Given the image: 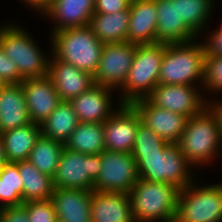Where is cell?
I'll use <instances>...</instances> for the list:
<instances>
[{"label":"cell","instance_id":"obj_28","mask_svg":"<svg viewBox=\"0 0 222 222\" xmlns=\"http://www.w3.org/2000/svg\"><path fill=\"white\" fill-rule=\"evenodd\" d=\"M64 147L84 154H100L105 150L103 123L79 122Z\"/></svg>","mask_w":222,"mask_h":222},{"label":"cell","instance_id":"obj_34","mask_svg":"<svg viewBox=\"0 0 222 222\" xmlns=\"http://www.w3.org/2000/svg\"><path fill=\"white\" fill-rule=\"evenodd\" d=\"M23 205L27 208L29 222H56L58 220L50 199L27 201Z\"/></svg>","mask_w":222,"mask_h":222},{"label":"cell","instance_id":"obj_13","mask_svg":"<svg viewBox=\"0 0 222 222\" xmlns=\"http://www.w3.org/2000/svg\"><path fill=\"white\" fill-rule=\"evenodd\" d=\"M118 108L103 122L105 150L131 153L135 144L137 127L142 119L132 104L120 103Z\"/></svg>","mask_w":222,"mask_h":222},{"label":"cell","instance_id":"obj_35","mask_svg":"<svg viewBox=\"0 0 222 222\" xmlns=\"http://www.w3.org/2000/svg\"><path fill=\"white\" fill-rule=\"evenodd\" d=\"M0 79L5 84H18L24 79L20 76L15 61L11 60L0 46Z\"/></svg>","mask_w":222,"mask_h":222},{"label":"cell","instance_id":"obj_15","mask_svg":"<svg viewBox=\"0 0 222 222\" xmlns=\"http://www.w3.org/2000/svg\"><path fill=\"white\" fill-rule=\"evenodd\" d=\"M31 122L42 124L62 102L51 78H26L21 82Z\"/></svg>","mask_w":222,"mask_h":222},{"label":"cell","instance_id":"obj_29","mask_svg":"<svg viewBox=\"0 0 222 222\" xmlns=\"http://www.w3.org/2000/svg\"><path fill=\"white\" fill-rule=\"evenodd\" d=\"M64 144L40 135L29 154L28 160L42 173L53 178Z\"/></svg>","mask_w":222,"mask_h":222},{"label":"cell","instance_id":"obj_19","mask_svg":"<svg viewBox=\"0 0 222 222\" xmlns=\"http://www.w3.org/2000/svg\"><path fill=\"white\" fill-rule=\"evenodd\" d=\"M95 0H53L42 12L55 20L53 32L88 26L94 14Z\"/></svg>","mask_w":222,"mask_h":222},{"label":"cell","instance_id":"obj_41","mask_svg":"<svg viewBox=\"0 0 222 222\" xmlns=\"http://www.w3.org/2000/svg\"><path fill=\"white\" fill-rule=\"evenodd\" d=\"M212 101L213 102L211 104L218 110L220 120H221V149H222V101H220V102L218 101L216 103H214V100H212Z\"/></svg>","mask_w":222,"mask_h":222},{"label":"cell","instance_id":"obj_3","mask_svg":"<svg viewBox=\"0 0 222 222\" xmlns=\"http://www.w3.org/2000/svg\"><path fill=\"white\" fill-rule=\"evenodd\" d=\"M205 57L204 43H195V39L166 43L158 84L193 85L195 80H200L202 88Z\"/></svg>","mask_w":222,"mask_h":222},{"label":"cell","instance_id":"obj_23","mask_svg":"<svg viewBox=\"0 0 222 222\" xmlns=\"http://www.w3.org/2000/svg\"><path fill=\"white\" fill-rule=\"evenodd\" d=\"M31 123L21 83L0 90V133Z\"/></svg>","mask_w":222,"mask_h":222},{"label":"cell","instance_id":"obj_36","mask_svg":"<svg viewBox=\"0 0 222 222\" xmlns=\"http://www.w3.org/2000/svg\"><path fill=\"white\" fill-rule=\"evenodd\" d=\"M132 0H95L94 13L111 14L130 8Z\"/></svg>","mask_w":222,"mask_h":222},{"label":"cell","instance_id":"obj_6","mask_svg":"<svg viewBox=\"0 0 222 222\" xmlns=\"http://www.w3.org/2000/svg\"><path fill=\"white\" fill-rule=\"evenodd\" d=\"M166 43L137 44L133 64L122 86L123 95L119 103L132 104L146 98L158 85L161 62Z\"/></svg>","mask_w":222,"mask_h":222},{"label":"cell","instance_id":"obj_38","mask_svg":"<svg viewBox=\"0 0 222 222\" xmlns=\"http://www.w3.org/2000/svg\"><path fill=\"white\" fill-rule=\"evenodd\" d=\"M206 55L222 56V28L214 30L204 43Z\"/></svg>","mask_w":222,"mask_h":222},{"label":"cell","instance_id":"obj_12","mask_svg":"<svg viewBox=\"0 0 222 222\" xmlns=\"http://www.w3.org/2000/svg\"><path fill=\"white\" fill-rule=\"evenodd\" d=\"M201 95L194 85L158 84L146 98L157 107L189 118L212 103Z\"/></svg>","mask_w":222,"mask_h":222},{"label":"cell","instance_id":"obj_1","mask_svg":"<svg viewBox=\"0 0 222 222\" xmlns=\"http://www.w3.org/2000/svg\"><path fill=\"white\" fill-rule=\"evenodd\" d=\"M177 144L192 166L212 162L211 159L219 155L217 150L221 148V120L218 110L209 104L202 112L189 117Z\"/></svg>","mask_w":222,"mask_h":222},{"label":"cell","instance_id":"obj_22","mask_svg":"<svg viewBox=\"0 0 222 222\" xmlns=\"http://www.w3.org/2000/svg\"><path fill=\"white\" fill-rule=\"evenodd\" d=\"M156 0H132L127 41L136 44L156 43Z\"/></svg>","mask_w":222,"mask_h":222},{"label":"cell","instance_id":"obj_40","mask_svg":"<svg viewBox=\"0 0 222 222\" xmlns=\"http://www.w3.org/2000/svg\"><path fill=\"white\" fill-rule=\"evenodd\" d=\"M7 163L5 152H4V144L3 140L0 136V170L3 168V166Z\"/></svg>","mask_w":222,"mask_h":222},{"label":"cell","instance_id":"obj_16","mask_svg":"<svg viewBox=\"0 0 222 222\" xmlns=\"http://www.w3.org/2000/svg\"><path fill=\"white\" fill-rule=\"evenodd\" d=\"M51 57L52 60L49 59L48 76L51 78L61 101L70 102L95 85L91 73L77 69L73 65L57 59L53 54Z\"/></svg>","mask_w":222,"mask_h":222},{"label":"cell","instance_id":"obj_39","mask_svg":"<svg viewBox=\"0 0 222 222\" xmlns=\"http://www.w3.org/2000/svg\"><path fill=\"white\" fill-rule=\"evenodd\" d=\"M24 3L28 4V6L35 7L41 13L51 4L53 0H22Z\"/></svg>","mask_w":222,"mask_h":222},{"label":"cell","instance_id":"obj_11","mask_svg":"<svg viewBox=\"0 0 222 222\" xmlns=\"http://www.w3.org/2000/svg\"><path fill=\"white\" fill-rule=\"evenodd\" d=\"M136 43H106L93 79L96 85L121 90L136 53ZM119 87V88H118Z\"/></svg>","mask_w":222,"mask_h":222},{"label":"cell","instance_id":"obj_8","mask_svg":"<svg viewBox=\"0 0 222 222\" xmlns=\"http://www.w3.org/2000/svg\"><path fill=\"white\" fill-rule=\"evenodd\" d=\"M182 188L174 222H222V183Z\"/></svg>","mask_w":222,"mask_h":222},{"label":"cell","instance_id":"obj_42","mask_svg":"<svg viewBox=\"0 0 222 222\" xmlns=\"http://www.w3.org/2000/svg\"><path fill=\"white\" fill-rule=\"evenodd\" d=\"M5 85V83H3V81L0 79V90L2 89V87Z\"/></svg>","mask_w":222,"mask_h":222},{"label":"cell","instance_id":"obj_25","mask_svg":"<svg viewBox=\"0 0 222 222\" xmlns=\"http://www.w3.org/2000/svg\"><path fill=\"white\" fill-rule=\"evenodd\" d=\"M40 135V125L33 122L0 133L7 162L27 160Z\"/></svg>","mask_w":222,"mask_h":222},{"label":"cell","instance_id":"obj_20","mask_svg":"<svg viewBox=\"0 0 222 222\" xmlns=\"http://www.w3.org/2000/svg\"><path fill=\"white\" fill-rule=\"evenodd\" d=\"M156 7V42H188L198 37L182 19H179L178 1L156 0Z\"/></svg>","mask_w":222,"mask_h":222},{"label":"cell","instance_id":"obj_30","mask_svg":"<svg viewBox=\"0 0 222 222\" xmlns=\"http://www.w3.org/2000/svg\"><path fill=\"white\" fill-rule=\"evenodd\" d=\"M23 203V183L18 166L14 162H7L0 170V208Z\"/></svg>","mask_w":222,"mask_h":222},{"label":"cell","instance_id":"obj_9","mask_svg":"<svg viewBox=\"0 0 222 222\" xmlns=\"http://www.w3.org/2000/svg\"><path fill=\"white\" fill-rule=\"evenodd\" d=\"M101 168L100 154H84L63 148L53 185L58 188L93 190Z\"/></svg>","mask_w":222,"mask_h":222},{"label":"cell","instance_id":"obj_26","mask_svg":"<svg viewBox=\"0 0 222 222\" xmlns=\"http://www.w3.org/2000/svg\"><path fill=\"white\" fill-rule=\"evenodd\" d=\"M23 183V202L49 200L54 190L53 178L40 172L28 159L14 162Z\"/></svg>","mask_w":222,"mask_h":222},{"label":"cell","instance_id":"obj_32","mask_svg":"<svg viewBox=\"0 0 222 222\" xmlns=\"http://www.w3.org/2000/svg\"><path fill=\"white\" fill-rule=\"evenodd\" d=\"M168 144L142 121L137 127V134L132 154H151L162 152Z\"/></svg>","mask_w":222,"mask_h":222},{"label":"cell","instance_id":"obj_17","mask_svg":"<svg viewBox=\"0 0 222 222\" xmlns=\"http://www.w3.org/2000/svg\"><path fill=\"white\" fill-rule=\"evenodd\" d=\"M92 191L54 187L50 200L57 219L62 222H92Z\"/></svg>","mask_w":222,"mask_h":222},{"label":"cell","instance_id":"obj_10","mask_svg":"<svg viewBox=\"0 0 222 222\" xmlns=\"http://www.w3.org/2000/svg\"><path fill=\"white\" fill-rule=\"evenodd\" d=\"M138 179L137 164L132 153L103 150L101 168L93 190L129 193Z\"/></svg>","mask_w":222,"mask_h":222},{"label":"cell","instance_id":"obj_14","mask_svg":"<svg viewBox=\"0 0 222 222\" xmlns=\"http://www.w3.org/2000/svg\"><path fill=\"white\" fill-rule=\"evenodd\" d=\"M142 122L168 143H178L188 120L187 116L153 105L147 98L134 101Z\"/></svg>","mask_w":222,"mask_h":222},{"label":"cell","instance_id":"obj_24","mask_svg":"<svg viewBox=\"0 0 222 222\" xmlns=\"http://www.w3.org/2000/svg\"><path fill=\"white\" fill-rule=\"evenodd\" d=\"M130 8L117 13H94L88 27L102 43L127 42Z\"/></svg>","mask_w":222,"mask_h":222},{"label":"cell","instance_id":"obj_31","mask_svg":"<svg viewBox=\"0 0 222 222\" xmlns=\"http://www.w3.org/2000/svg\"><path fill=\"white\" fill-rule=\"evenodd\" d=\"M175 1H178L179 19H182L196 35L200 34L204 30L205 25H207L208 18L211 16L214 0Z\"/></svg>","mask_w":222,"mask_h":222},{"label":"cell","instance_id":"obj_33","mask_svg":"<svg viewBox=\"0 0 222 222\" xmlns=\"http://www.w3.org/2000/svg\"><path fill=\"white\" fill-rule=\"evenodd\" d=\"M207 91L222 92V56L206 55L202 88Z\"/></svg>","mask_w":222,"mask_h":222},{"label":"cell","instance_id":"obj_5","mask_svg":"<svg viewBox=\"0 0 222 222\" xmlns=\"http://www.w3.org/2000/svg\"><path fill=\"white\" fill-rule=\"evenodd\" d=\"M51 35V50L57 59L94 75L104 43L95 37L88 26L68 28Z\"/></svg>","mask_w":222,"mask_h":222},{"label":"cell","instance_id":"obj_2","mask_svg":"<svg viewBox=\"0 0 222 222\" xmlns=\"http://www.w3.org/2000/svg\"><path fill=\"white\" fill-rule=\"evenodd\" d=\"M179 192L173 184L139 178L128 193L134 221L174 222Z\"/></svg>","mask_w":222,"mask_h":222},{"label":"cell","instance_id":"obj_18","mask_svg":"<svg viewBox=\"0 0 222 222\" xmlns=\"http://www.w3.org/2000/svg\"><path fill=\"white\" fill-rule=\"evenodd\" d=\"M114 89L94 85L89 90L73 98L70 103L79 122L103 123L114 112L112 92Z\"/></svg>","mask_w":222,"mask_h":222},{"label":"cell","instance_id":"obj_7","mask_svg":"<svg viewBox=\"0 0 222 222\" xmlns=\"http://www.w3.org/2000/svg\"><path fill=\"white\" fill-rule=\"evenodd\" d=\"M24 28L15 23L0 26V46L13 61L23 79L48 75L49 56L46 58L41 48L29 37Z\"/></svg>","mask_w":222,"mask_h":222},{"label":"cell","instance_id":"obj_21","mask_svg":"<svg viewBox=\"0 0 222 222\" xmlns=\"http://www.w3.org/2000/svg\"><path fill=\"white\" fill-rule=\"evenodd\" d=\"M92 222H135L128 193L92 191Z\"/></svg>","mask_w":222,"mask_h":222},{"label":"cell","instance_id":"obj_27","mask_svg":"<svg viewBox=\"0 0 222 222\" xmlns=\"http://www.w3.org/2000/svg\"><path fill=\"white\" fill-rule=\"evenodd\" d=\"M78 123L79 120L72 104L68 101H62L40 124L41 135L65 144Z\"/></svg>","mask_w":222,"mask_h":222},{"label":"cell","instance_id":"obj_37","mask_svg":"<svg viewBox=\"0 0 222 222\" xmlns=\"http://www.w3.org/2000/svg\"><path fill=\"white\" fill-rule=\"evenodd\" d=\"M0 222H29L27 208L23 204L1 208Z\"/></svg>","mask_w":222,"mask_h":222},{"label":"cell","instance_id":"obj_4","mask_svg":"<svg viewBox=\"0 0 222 222\" xmlns=\"http://www.w3.org/2000/svg\"><path fill=\"white\" fill-rule=\"evenodd\" d=\"M133 156L139 178L151 182L170 183L180 190L195 181L191 170H188L191 169V164L177 143H168L162 152Z\"/></svg>","mask_w":222,"mask_h":222}]
</instances>
